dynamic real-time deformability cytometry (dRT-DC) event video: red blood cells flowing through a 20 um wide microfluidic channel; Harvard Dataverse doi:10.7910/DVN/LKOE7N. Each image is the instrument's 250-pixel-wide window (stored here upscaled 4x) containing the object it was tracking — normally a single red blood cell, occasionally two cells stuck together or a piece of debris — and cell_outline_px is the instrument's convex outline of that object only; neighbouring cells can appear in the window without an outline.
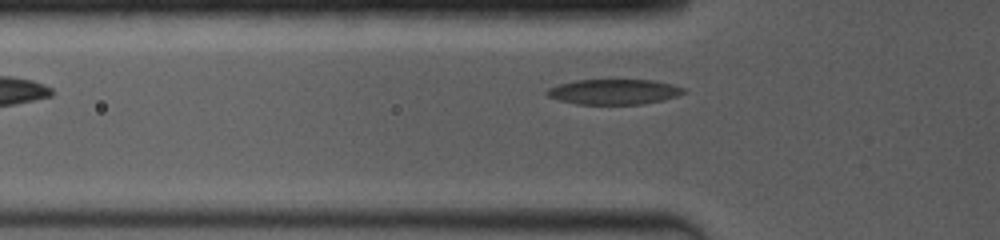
{"species": "common noctule bat (a hibernating species)", "species_latin": "Nyctalus noctula", "temperature_condition": "room temperature", "stored_images_in_passage": 5, "camera_frame_rate_fps": 4000, "um_per_image_px": 0.085, "animal": {"sex": "female", "body_mass_g": 19.0, "forearm_length_mm": 53.3}, "frame": {"image": 1, "passage_image": 5, "time_ms": 3.0, "image_size_px": [1000, 240], "cell_outline_px": [[688, 92], [676, 96], [644, 104], [576, 104], [560, 100], [548, 96], [544, 92], [548, 88], [560, 84], [576, 80], [652, 80], [672, 84], [684, 88]], "centroid_in_image_um": [52.19, 7.8], "position_along_channel_um": 73.6, "area_um2": 20.0}}